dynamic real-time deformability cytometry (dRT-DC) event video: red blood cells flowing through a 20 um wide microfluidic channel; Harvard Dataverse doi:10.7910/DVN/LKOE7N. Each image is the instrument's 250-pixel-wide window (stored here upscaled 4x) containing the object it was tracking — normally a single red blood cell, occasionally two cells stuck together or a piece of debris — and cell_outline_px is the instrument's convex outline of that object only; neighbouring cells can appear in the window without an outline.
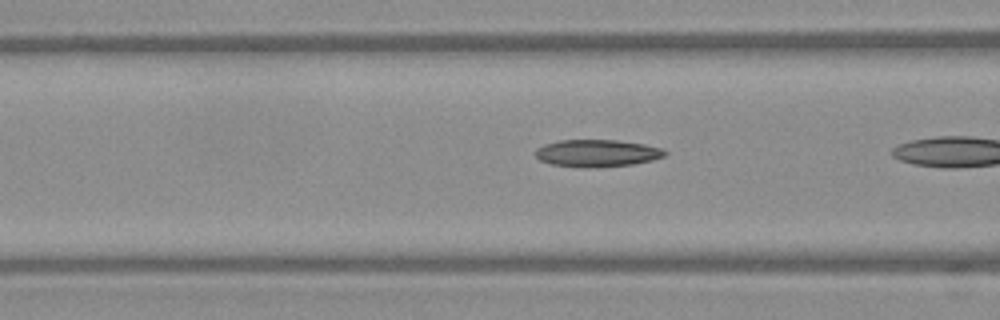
{"species": "Egyptian fruit bat (a non-hibernating species)", "species_latin": "Rousettus aegyptiacus", "temperature_condition": "warm", "stored_images_in_passage": 6, "camera_frame_rate_fps": 3000, "um_per_image_px": 0.085, "frame": {"image": 1, "passage_image": 4, "time_ms": 1.0, "image_size_px": [1000, 320], "cell_outline_px": [[668, 152], [664, 156], [652, 160], [632, 164], [596, 168], [588, 168], [552, 164], [540, 160], [536, 156], [536, 148], [544, 144], [560, 140], [616, 140], [644, 144], [664, 148]], "centroid_in_image_um": [50.77, 13.02], "position_along_channel_um": 115.8, "area_um2": 20.58}}